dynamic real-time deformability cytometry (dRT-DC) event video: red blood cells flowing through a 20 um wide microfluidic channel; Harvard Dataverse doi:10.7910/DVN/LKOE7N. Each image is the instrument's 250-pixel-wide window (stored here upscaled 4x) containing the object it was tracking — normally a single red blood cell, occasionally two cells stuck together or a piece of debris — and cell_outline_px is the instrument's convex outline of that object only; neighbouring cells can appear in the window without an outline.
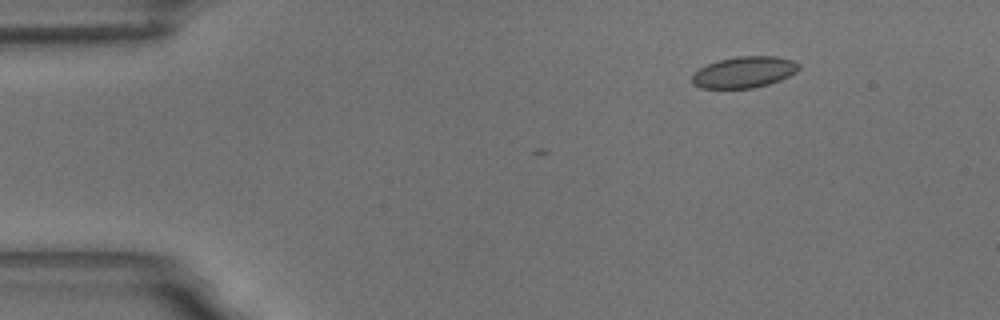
{"species": "common noctule bat (a hibernating species)", "species_latin": "Nyctalus noctula", "temperature_condition": "room temperature", "stored_images_in_passage": 2, "camera_frame_rate_fps": 3000, "um_per_image_px": 0.085, "animal": {"sex": "male", "body_mass_g": 18.8}, "frame": {"image": 1, "passage_image": 2, "time_ms": 0.333, "image_size_px": [1000, 320], "cell_outline_px": [[800, 68], [796, 72], [780, 80], [768, 84], [752, 88], [700, 88], [692, 84], [692, 76], [700, 68], [716, 60], [736, 56], [776, 56], [792, 60], [800, 64]], "centroid_in_image_um": [63.25, 6.13], "position_along_channel_um": 21.7, "area_um2": 19.48}}